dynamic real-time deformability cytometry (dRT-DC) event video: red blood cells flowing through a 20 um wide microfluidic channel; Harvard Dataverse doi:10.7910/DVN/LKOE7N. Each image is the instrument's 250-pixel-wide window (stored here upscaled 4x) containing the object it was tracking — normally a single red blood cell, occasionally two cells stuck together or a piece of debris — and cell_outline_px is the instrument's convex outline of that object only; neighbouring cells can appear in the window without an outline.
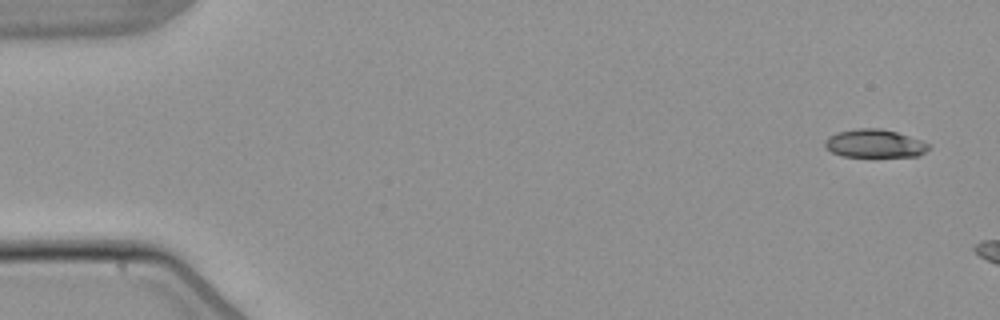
{"species": "common noctule bat (a hibernating species)", "species_latin": "Nyctalus noctula", "temperature_condition": "warm", "stored_images_in_passage": 6, "camera_frame_rate_fps": 3000, "um_per_image_px": 0.085, "animal": {"sex": "male", "body_mass_g": 21.5, "forearm_length_mm": 52.0}, "frame": {"image": 1, "passage_image": 1, "time_ms": 0.0, "image_size_px": [1000, 320], "cell_outline_px": [[932, 148], [916, 156], [844, 156], [832, 152], [824, 144], [824, 140], [828, 136], [836, 132], [856, 128], [880, 128], [896, 132], [920, 140], [928, 144]], "centroid_in_image_um": [74.32, 12.18], "position_along_channel_um": 10.7, "area_um2": 16.88}}
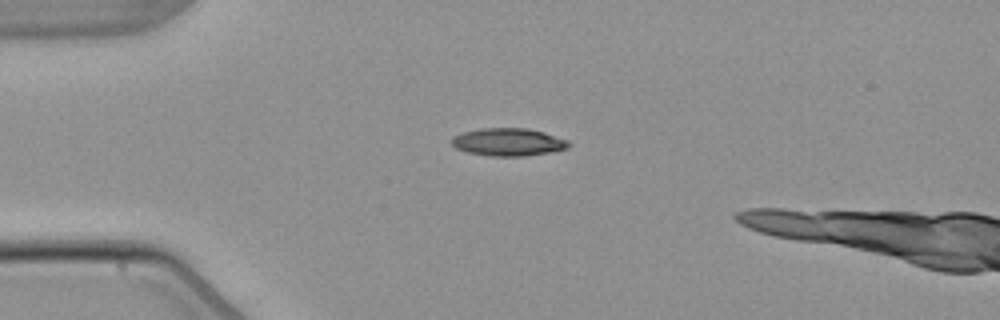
{"frame": {"image": 2, "passage_image": 4, "time_ms": 3.667, "image_size_px": [1000, 320], "cell_outline_px": [[572, 144], [568, 148], [548, 152], [524, 156], [488, 156], [468, 152], [456, 148], [448, 140], [452, 136], [464, 132], [480, 128], [528, 128], [544, 132], [568, 140]], "centroid_in_image_um": [43.18, 12.07], "position_along_channel_um": 41.8, "area_um2": 19.02}}